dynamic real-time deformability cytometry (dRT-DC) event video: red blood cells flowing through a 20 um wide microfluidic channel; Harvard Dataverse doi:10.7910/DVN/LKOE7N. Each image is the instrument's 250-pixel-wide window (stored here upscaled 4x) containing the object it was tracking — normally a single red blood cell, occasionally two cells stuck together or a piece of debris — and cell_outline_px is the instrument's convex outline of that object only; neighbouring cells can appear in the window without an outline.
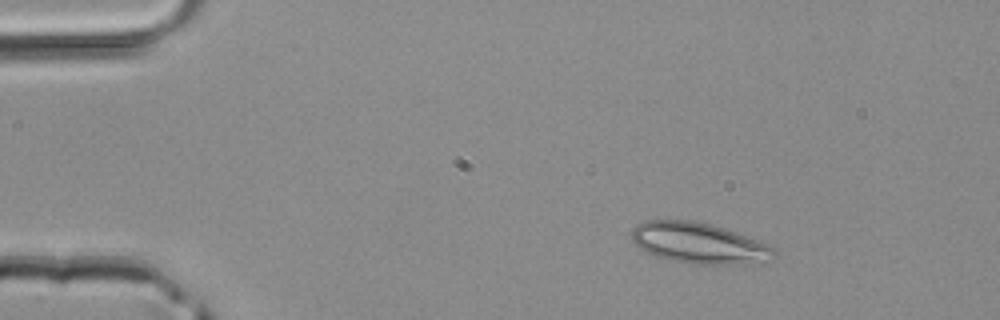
{"species": "common noctule bat (a hibernating species)", "species_latin": "Nyctalus noctula", "temperature_condition": "room temperature", "stored_images_in_passage": 2, "camera_frame_rate_fps": 3000, "um_per_image_px": 0.085, "animal": {"sex": "male", "body_mass_g": 20.4}, "frame": {"image": 1, "passage_image": 1, "time_ms": 0.0, "image_size_px": [1000, 320], "cell_outline_px": [[776, 256], [772, 260], [764, 264], [692, 264], [672, 260], [656, 256], [640, 248], [632, 240], [632, 228], [636, 224], [644, 220], [692, 220], [712, 224], [760, 240], [776, 248]], "centroid_in_image_um": [59.49, 20.67], "position_along_channel_um": 25.5, "area_um2": 34.45}}